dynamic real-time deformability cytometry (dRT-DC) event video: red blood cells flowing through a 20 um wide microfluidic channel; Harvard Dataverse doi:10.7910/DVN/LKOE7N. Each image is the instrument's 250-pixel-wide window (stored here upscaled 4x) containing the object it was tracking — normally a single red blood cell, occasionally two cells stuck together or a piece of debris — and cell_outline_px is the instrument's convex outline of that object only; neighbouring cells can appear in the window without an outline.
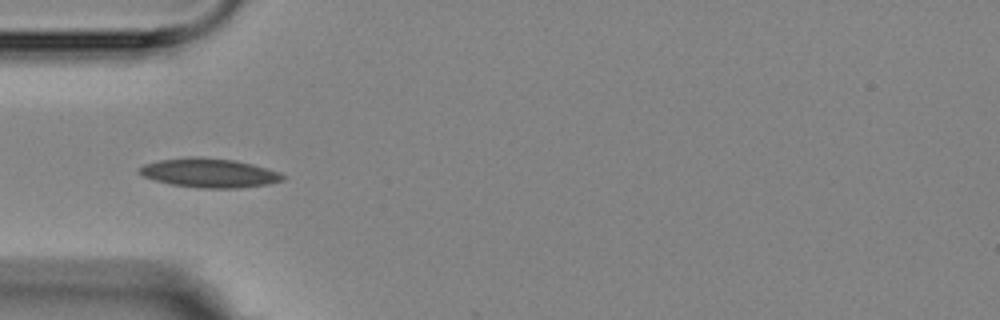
{"species": "Egyptian fruit bat (a non-hibernating species)", "species_latin": "Rousettus aegyptiacus", "temperature_condition": "room temperature", "stored_images_in_passage": 6, "camera_frame_rate_fps": 3000, "um_per_image_px": 0.085, "animal": {"sex": "female"}, "frame": {"image": 1, "passage_image": 5, "time_ms": 4.333, "image_size_px": [1000, 320], "cell_outline_px": [[288, 176], [284, 180], [268, 184], [240, 188], [200, 188], [172, 184], [156, 180], [144, 176], [136, 172], [136, 168], [144, 164], [160, 160], [192, 156], [200, 156], [236, 160], [252, 164], [280, 172]], "centroid_in_image_um": [17.8, 14.69], "position_along_channel_um": 67.2, "area_um2": 24.57}}